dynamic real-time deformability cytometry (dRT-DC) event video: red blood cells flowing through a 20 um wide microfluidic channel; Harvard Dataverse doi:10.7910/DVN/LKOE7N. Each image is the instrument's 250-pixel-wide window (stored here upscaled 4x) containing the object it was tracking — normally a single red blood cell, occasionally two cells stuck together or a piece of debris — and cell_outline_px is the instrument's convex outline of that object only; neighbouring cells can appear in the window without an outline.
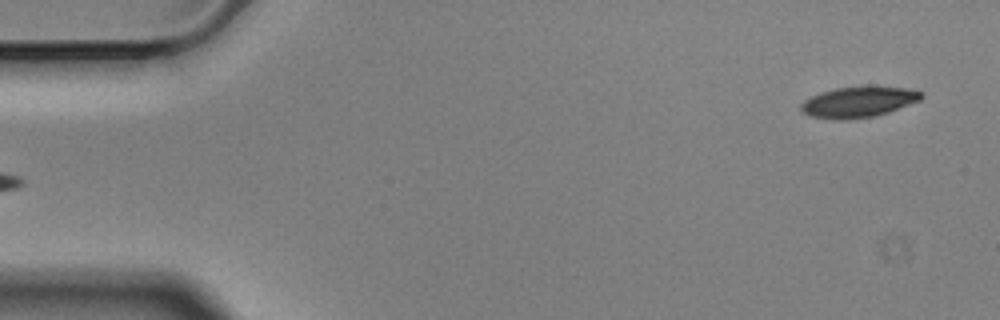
{"species": "Egyptian fruit bat (a non-hibernating species)", "species_latin": "Rousettus aegyptiacus", "temperature_condition": "cold", "stored_images_in_passage": 4, "segment_of_instrument_passage": [2, 2], "camera_frame_rate_fps": 3000, "um_per_image_px": 0.085, "animal": {"sex": "male"}, "frame": {"image": 1, "passage_image": 4, "time_ms": 1.0, "image_size_px": [1000, 320], "cell_outline_px": [[924, 96], [920, 100], [888, 112], [876, 116], [848, 120], [832, 120], [808, 116], [800, 108], [800, 104], [804, 100], [820, 92], [836, 88], [868, 84], [904, 88], [924, 92]], "centroid_in_image_um": [72.97, 8.65], "position_along_channel_um": 12.0, "area_um2": 22.2}}